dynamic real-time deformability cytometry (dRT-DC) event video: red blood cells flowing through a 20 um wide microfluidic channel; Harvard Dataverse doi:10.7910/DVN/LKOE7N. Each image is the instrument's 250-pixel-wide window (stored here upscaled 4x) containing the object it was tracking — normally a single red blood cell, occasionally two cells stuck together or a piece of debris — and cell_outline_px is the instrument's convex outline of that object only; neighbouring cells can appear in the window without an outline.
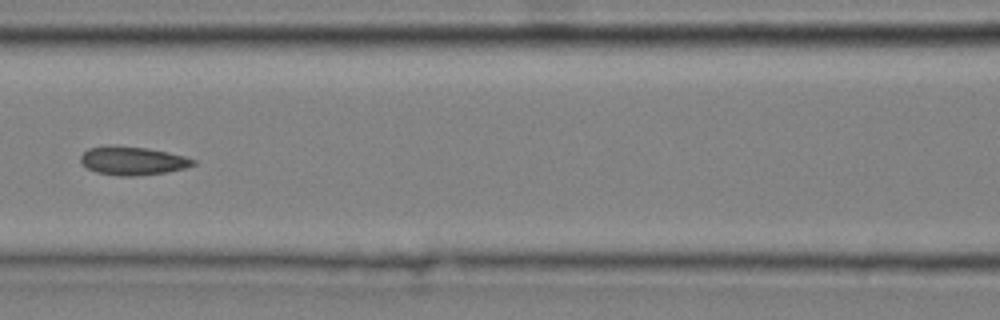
{"species": "common noctule bat (a hibernating species)", "species_latin": "Nyctalus noctula", "temperature_condition": "cold", "stored_images_in_passage": 9, "camera_frame_rate_fps": 3000, "um_per_image_px": 0.085, "animal": {"sex": "male", "body_mass_g": 20.4}, "frame": {"image": 1, "passage_image": 6, "time_ms": 1.667, "image_size_px": [1000, 320], "cell_outline_px": [[196, 164], [184, 168], [168, 172], [136, 176], [120, 176], [96, 172], [88, 168], [80, 160], [80, 156], [88, 148], [112, 144], [148, 148], [168, 152], [184, 156], [196, 160]], "centroid_in_image_um": [11.27, 13.65], "position_along_channel_um": 155.3, "area_um2": 18.84}}
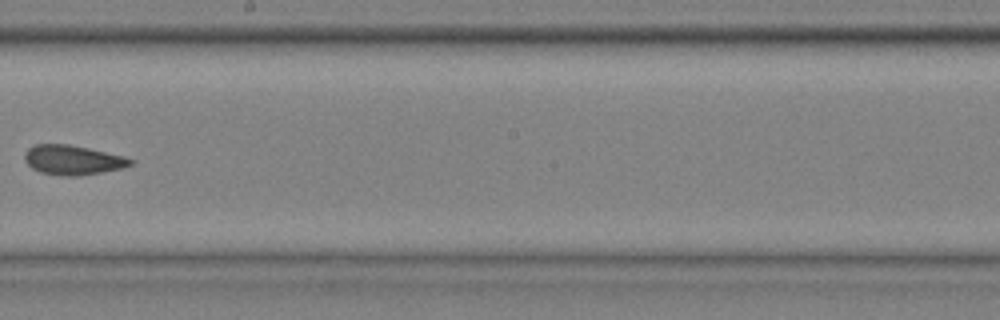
{"frame": {"image": 2, "passage_image": 8, "time_ms": 2.333, "image_size_px": [1000, 320], "cell_outline_px": [[136, 160], [132, 164], [124, 168], [76, 176], [64, 176], [40, 172], [32, 168], [24, 160], [24, 152], [28, 148], [36, 144], [68, 144], [88, 148], [124, 156]], "centroid_in_image_um": [6.18, 13.59], "position_along_channel_um": 242.0, "area_um2": 18.26}}
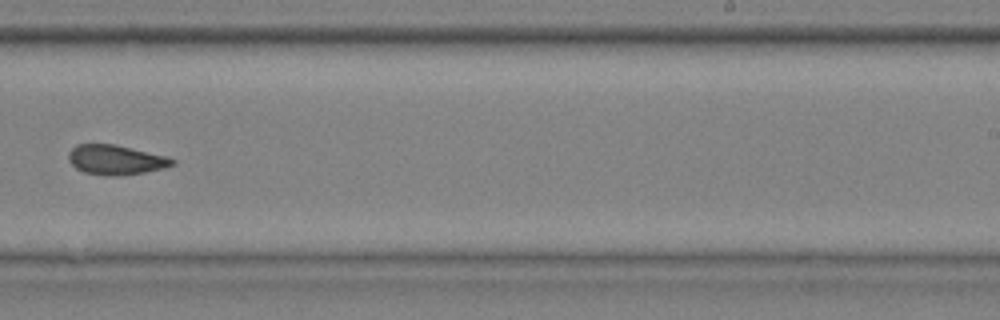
{"frame": {"image": 3, "passage_image": 9, "time_ms": 2.667, "image_size_px": [1000, 320], "cell_outline_px": [[176, 164], [164, 168], [144, 172], [116, 176], [104, 176], [84, 172], [76, 168], [68, 160], [68, 152], [76, 144], [116, 144], [164, 156], [176, 160]], "centroid_in_image_um": [9.81, 13.59], "position_along_channel_um": 279.2, "area_um2": 17.98}}